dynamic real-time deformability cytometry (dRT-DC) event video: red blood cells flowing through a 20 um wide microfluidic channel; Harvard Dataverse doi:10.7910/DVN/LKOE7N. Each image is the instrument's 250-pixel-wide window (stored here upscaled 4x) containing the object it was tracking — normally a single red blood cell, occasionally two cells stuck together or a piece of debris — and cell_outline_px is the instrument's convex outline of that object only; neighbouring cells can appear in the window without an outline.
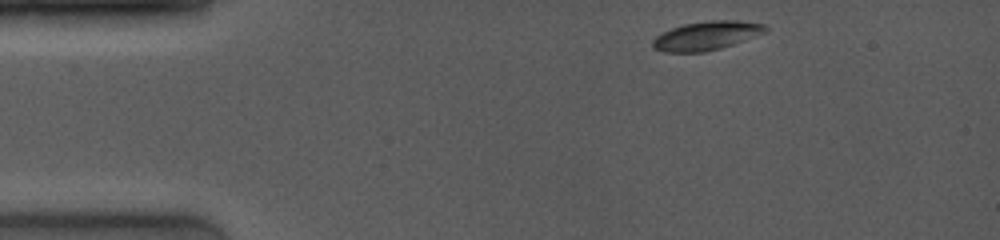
{"species": "common noctule bat (a hibernating species)", "species_latin": "Nyctalus noctula", "temperature_condition": "room temperature", "stored_images_in_passage": 34, "camera_frame_rate_fps": 4000, "um_per_image_px": 0.085, "animal": {"sex": "female", "body_mass_g": 19.0, "forearm_length_mm": 53.3}, "frame": {"image": 1, "passage_image": 1, "time_ms": 0.0, "image_size_px": [1000, 240], "cell_outline_px": [[768, 28], [764, 32], [744, 40], [720, 48], [704, 52], [664, 52], [652, 48], [652, 40], [656, 36], [672, 28], [684, 24], [708, 20], [740, 20], [764, 24]], "centroid_in_image_um": [60.02, 3.03], "position_along_channel_um": 25.0, "area_um2": 18.79}}
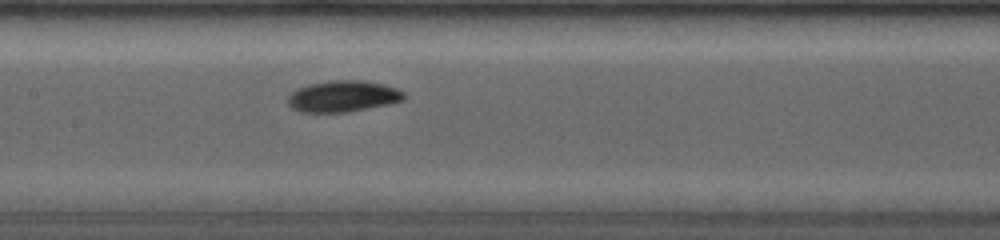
{"frame": {"image": 2, "passage_image": 16, "time_ms": 5.5, "image_size_px": [1000, 240], "cell_outline_px": [[404, 100], [392, 104], [348, 112], [300, 112], [292, 108], [288, 104], [288, 96], [296, 88], [308, 84], [328, 80], [364, 80], [384, 84], [396, 88], [404, 92]], "centroid_in_image_um": [29.16, 8.18], "position_along_channel_um": 178.2, "area_um2": 21.5}}
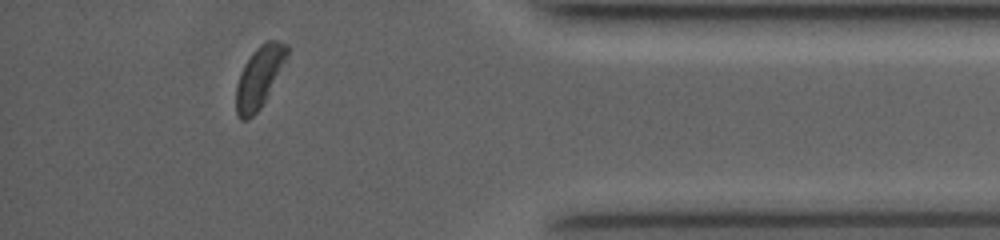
{"frame": {"image": 3, "passage_image": 31, "time_ms": 11.75, "image_size_px": [1000, 240], "cell_outline_px": [[288, 56], [260, 108], [248, 120], [240, 120], [236, 112], [236, 84], [240, 72], [244, 64], [252, 52], [260, 44], [268, 40], [276, 40], [288, 44]], "centroid_in_image_um": [22.02, 6.53], "position_along_channel_um": 413.2, "area_um2": 18.03}, "authors_computed_cell_mechanics": {"area_um2": 19.7676, "velocity_mm_per_s": 4.0534, "shape_relaxation_time_tau1_ms": 1.2953, "shape_relaxation_time_tau2_ms": 6.9919, "deformation_change_tau1": 0.0952, "deformation_change_tau2": 0.1057}}